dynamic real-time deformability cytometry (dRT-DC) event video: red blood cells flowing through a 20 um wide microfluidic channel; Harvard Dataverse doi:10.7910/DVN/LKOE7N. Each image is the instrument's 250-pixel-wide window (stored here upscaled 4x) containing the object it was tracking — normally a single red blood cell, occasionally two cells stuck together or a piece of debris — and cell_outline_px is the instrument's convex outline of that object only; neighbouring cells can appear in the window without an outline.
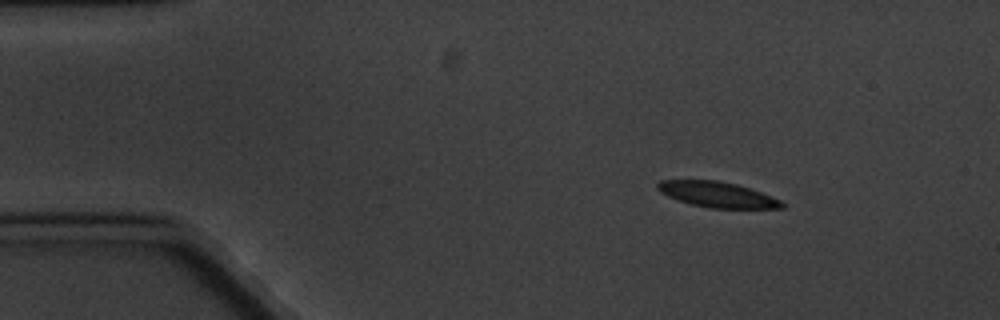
{"species": "common noctule bat (a hibernating species)", "species_latin": "Nyctalus noctula", "temperature_condition": "cold", "stored_images_in_passage": 8, "camera_frame_rate_fps": 3000, "um_per_image_px": 0.085, "animal": {"sex": "male", "body_mass_g": 20.1, "forearm_length_mm": 53.5}, "frame": {"image": 1, "passage_image": 1, "time_ms": 0.0, "image_size_px": [1000, 320], "cell_outline_px": [[784, 208], [712, 208], [692, 204], [676, 200], [660, 192], [656, 188], [656, 184], [660, 180], [716, 180], [736, 184], [772, 196], [780, 200], [784, 204]], "centroid_in_image_um": [60.93, 16.53], "position_along_channel_um": 24.1, "area_um2": 18.38}}
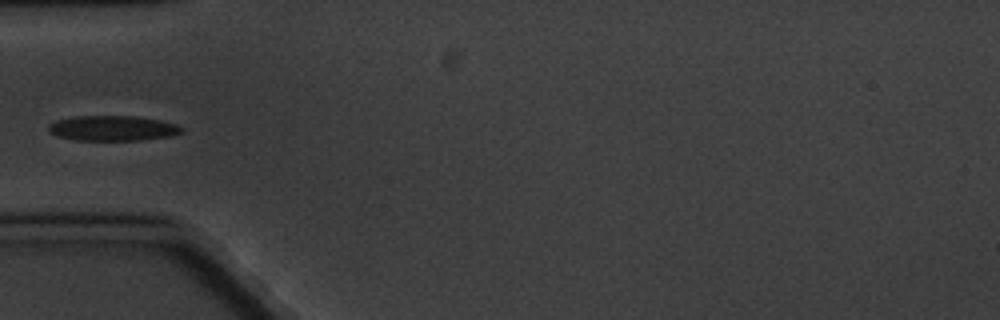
{"frame": {"image": 2, "passage_image": 4, "time_ms": 3.667, "image_size_px": [1000, 320], "cell_outline_px": [[184, 132], [172, 136], [140, 140], [76, 140], [56, 136], [48, 132], [48, 124], [56, 120], [72, 116], [136, 116], [160, 120], [176, 124], [184, 128]], "centroid_in_image_um": [9.57, 10.9], "position_along_channel_um": 75.4, "area_um2": 19.77}}